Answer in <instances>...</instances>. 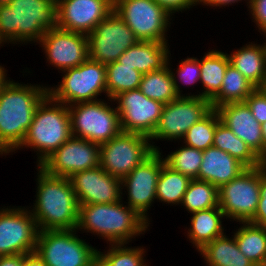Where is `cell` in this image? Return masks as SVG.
<instances>
[{
    "instance_id": "1",
    "label": "cell",
    "mask_w": 266,
    "mask_h": 266,
    "mask_svg": "<svg viewBox=\"0 0 266 266\" xmlns=\"http://www.w3.org/2000/svg\"><path fill=\"white\" fill-rule=\"evenodd\" d=\"M48 87L7 80L0 88V155L14 152L22 144L39 103Z\"/></svg>"
},
{
    "instance_id": "2",
    "label": "cell",
    "mask_w": 266,
    "mask_h": 266,
    "mask_svg": "<svg viewBox=\"0 0 266 266\" xmlns=\"http://www.w3.org/2000/svg\"><path fill=\"white\" fill-rule=\"evenodd\" d=\"M37 195L31 214L41 230L77 229L79 203L67 177L47 174L39 167Z\"/></svg>"
},
{
    "instance_id": "3",
    "label": "cell",
    "mask_w": 266,
    "mask_h": 266,
    "mask_svg": "<svg viewBox=\"0 0 266 266\" xmlns=\"http://www.w3.org/2000/svg\"><path fill=\"white\" fill-rule=\"evenodd\" d=\"M58 28L56 0H10L0 5V46L39 42L46 31Z\"/></svg>"
},
{
    "instance_id": "4",
    "label": "cell",
    "mask_w": 266,
    "mask_h": 266,
    "mask_svg": "<svg viewBox=\"0 0 266 266\" xmlns=\"http://www.w3.org/2000/svg\"><path fill=\"white\" fill-rule=\"evenodd\" d=\"M122 200L108 204H79L77 230L101 236L109 244H128L150 223Z\"/></svg>"
},
{
    "instance_id": "5",
    "label": "cell",
    "mask_w": 266,
    "mask_h": 266,
    "mask_svg": "<svg viewBox=\"0 0 266 266\" xmlns=\"http://www.w3.org/2000/svg\"><path fill=\"white\" fill-rule=\"evenodd\" d=\"M72 137L68 106L49 94L39 103L22 144L37 150V166Z\"/></svg>"
},
{
    "instance_id": "6",
    "label": "cell",
    "mask_w": 266,
    "mask_h": 266,
    "mask_svg": "<svg viewBox=\"0 0 266 266\" xmlns=\"http://www.w3.org/2000/svg\"><path fill=\"white\" fill-rule=\"evenodd\" d=\"M63 72L61 83L54 88L48 87V94L54 100L70 106L101 100L97 97L103 92L107 96L105 64L88 58L79 66Z\"/></svg>"
},
{
    "instance_id": "7",
    "label": "cell",
    "mask_w": 266,
    "mask_h": 266,
    "mask_svg": "<svg viewBox=\"0 0 266 266\" xmlns=\"http://www.w3.org/2000/svg\"><path fill=\"white\" fill-rule=\"evenodd\" d=\"M155 151H160V148L151 144L149 137L121 131L100 145V166L108 174L122 180Z\"/></svg>"
},
{
    "instance_id": "8",
    "label": "cell",
    "mask_w": 266,
    "mask_h": 266,
    "mask_svg": "<svg viewBox=\"0 0 266 266\" xmlns=\"http://www.w3.org/2000/svg\"><path fill=\"white\" fill-rule=\"evenodd\" d=\"M73 230L39 231L35 252L47 266H91L98 249Z\"/></svg>"
},
{
    "instance_id": "9",
    "label": "cell",
    "mask_w": 266,
    "mask_h": 266,
    "mask_svg": "<svg viewBox=\"0 0 266 266\" xmlns=\"http://www.w3.org/2000/svg\"><path fill=\"white\" fill-rule=\"evenodd\" d=\"M72 136L87 139L99 146L113 139L121 130L116 107L103 100L68 106Z\"/></svg>"
},
{
    "instance_id": "10",
    "label": "cell",
    "mask_w": 266,
    "mask_h": 266,
    "mask_svg": "<svg viewBox=\"0 0 266 266\" xmlns=\"http://www.w3.org/2000/svg\"><path fill=\"white\" fill-rule=\"evenodd\" d=\"M114 11L139 41L168 43L165 33L173 14L155 0H114Z\"/></svg>"
},
{
    "instance_id": "11",
    "label": "cell",
    "mask_w": 266,
    "mask_h": 266,
    "mask_svg": "<svg viewBox=\"0 0 266 266\" xmlns=\"http://www.w3.org/2000/svg\"><path fill=\"white\" fill-rule=\"evenodd\" d=\"M219 208L225 218L249 222L260 199V166L247 168L238 177L218 189Z\"/></svg>"
},
{
    "instance_id": "12",
    "label": "cell",
    "mask_w": 266,
    "mask_h": 266,
    "mask_svg": "<svg viewBox=\"0 0 266 266\" xmlns=\"http://www.w3.org/2000/svg\"><path fill=\"white\" fill-rule=\"evenodd\" d=\"M139 40L124 20L113 10L88 35V58L102 64L116 62Z\"/></svg>"
},
{
    "instance_id": "13",
    "label": "cell",
    "mask_w": 266,
    "mask_h": 266,
    "mask_svg": "<svg viewBox=\"0 0 266 266\" xmlns=\"http://www.w3.org/2000/svg\"><path fill=\"white\" fill-rule=\"evenodd\" d=\"M212 106L210 100L198 96H179L164 105L159 123L150 140H180L195 123L204 118Z\"/></svg>"
},
{
    "instance_id": "14",
    "label": "cell",
    "mask_w": 266,
    "mask_h": 266,
    "mask_svg": "<svg viewBox=\"0 0 266 266\" xmlns=\"http://www.w3.org/2000/svg\"><path fill=\"white\" fill-rule=\"evenodd\" d=\"M39 229L28 208L0 210V256L35 252Z\"/></svg>"
},
{
    "instance_id": "15",
    "label": "cell",
    "mask_w": 266,
    "mask_h": 266,
    "mask_svg": "<svg viewBox=\"0 0 266 266\" xmlns=\"http://www.w3.org/2000/svg\"><path fill=\"white\" fill-rule=\"evenodd\" d=\"M121 130L151 137L159 123L164 104L146 97L139 89L119 93L113 98ZM118 102V103H117Z\"/></svg>"
},
{
    "instance_id": "16",
    "label": "cell",
    "mask_w": 266,
    "mask_h": 266,
    "mask_svg": "<svg viewBox=\"0 0 266 266\" xmlns=\"http://www.w3.org/2000/svg\"><path fill=\"white\" fill-rule=\"evenodd\" d=\"M100 165V146L87 139L72 136L38 167L47 174L67 177Z\"/></svg>"
},
{
    "instance_id": "17",
    "label": "cell",
    "mask_w": 266,
    "mask_h": 266,
    "mask_svg": "<svg viewBox=\"0 0 266 266\" xmlns=\"http://www.w3.org/2000/svg\"><path fill=\"white\" fill-rule=\"evenodd\" d=\"M164 163L161 152L155 151L121 180L122 190L126 188L128 192V206L147 222H150L147 210L156 199L157 181Z\"/></svg>"
},
{
    "instance_id": "18",
    "label": "cell",
    "mask_w": 266,
    "mask_h": 266,
    "mask_svg": "<svg viewBox=\"0 0 266 266\" xmlns=\"http://www.w3.org/2000/svg\"><path fill=\"white\" fill-rule=\"evenodd\" d=\"M38 43L44 48L47 62L62 71L77 67L88 59V36L82 33L50 29Z\"/></svg>"
},
{
    "instance_id": "19",
    "label": "cell",
    "mask_w": 266,
    "mask_h": 266,
    "mask_svg": "<svg viewBox=\"0 0 266 266\" xmlns=\"http://www.w3.org/2000/svg\"><path fill=\"white\" fill-rule=\"evenodd\" d=\"M58 28L89 35L114 10V0H56Z\"/></svg>"
},
{
    "instance_id": "20",
    "label": "cell",
    "mask_w": 266,
    "mask_h": 266,
    "mask_svg": "<svg viewBox=\"0 0 266 266\" xmlns=\"http://www.w3.org/2000/svg\"><path fill=\"white\" fill-rule=\"evenodd\" d=\"M79 204H108L122 200V181L101 166L69 177Z\"/></svg>"
},
{
    "instance_id": "21",
    "label": "cell",
    "mask_w": 266,
    "mask_h": 266,
    "mask_svg": "<svg viewBox=\"0 0 266 266\" xmlns=\"http://www.w3.org/2000/svg\"><path fill=\"white\" fill-rule=\"evenodd\" d=\"M220 122L264 161L262 129L245 102L229 103L215 109Z\"/></svg>"
},
{
    "instance_id": "22",
    "label": "cell",
    "mask_w": 266,
    "mask_h": 266,
    "mask_svg": "<svg viewBox=\"0 0 266 266\" xmlns=\"http://www.w3.org/2000/svg\"><path fill=\"white\" fill-rule=\"evenodd\" d=\"M247 167L239 160L214 146L203 151L198 180L207 181L218 189L244 172Z\"/></svg>"
},
{
    "instance_id": "23",
    "label": "cell",
    "mask_w": 266,
    "mask_h": 266,
    "mask_svg": "<svg viewBox=\"0 0 266 266\" xmlns=\"http://www.w3.org/2000/svg\"><path fill=\"white\" fill-rule=\"evenodd\" d=\"M168 43L138 41L117 59L118 63L135 67L140 73L161 70L170 56Z\"/></svg>"
},
{
    "instance_id": "24",
    "label": "cell",
    "mask_w": 266,
    "mask_h": 266,
    "mask_svg": "<svg viewBox=\"0 0 266 266\" xmlns=\"http://www.w3.org/2000/svg\"><path fill=\"white\" fill-rule=\"evenodd\" d=\"M230 64L256 88L266 84V46L246 44L228 55Z\"/></svg>"
},
{
    "instance_id": "25",
    "label": "cell",
    "mask_w": 266,
    "mask_h": 266,
    "mask_svg": "<svg viewBox=\"0 0 266 266\" xmlns=\"http://www.w3.org/2000/svg\"><path fill=\"white\" fill-rule=\"evenodd\" d=\"M191 226L188 229V239L199 251L207 243L224 234L222 218L224 213L219 207L200 210L191 213Z\"/></svg>"
},
{
    "instance_id": "26",
    "label": "cell",
    "mask_w": 266,
    "mask_h": 266,
    "mask_svg": "<svg viewBox=\"0 0 266 266\" xmlns=\"http://www.w3.org/2000/svg\"><path fill=\"white\" fill-rule=\"evenodd\" d=\"M208 266H254L239 249L235 237L225 234L215 238L199 250Z\"/></svg>"
},
{
    "instance_id": "27",
    "label": "cell",
    "mask_w": 266,
    "mask_h": 266,
    "mask_svg": "<svg viewBox=\"0 0 266 266\" xmlns=\"http://www.w3.org/2000/svg\"><path fill=\"white\" fill-rule=\"evenodd\" d=\"M230 64L228 54L217 50H210L200 60V81L205 89L198 96L211 100L221 89L225 71Z\"/></svg>"
},
{
    "instance_id": "28",
    "label": "cell",
    "mask_w": 266,
    "mask_h": 266,
    "mask_svg": "<svg viewBox=\"0 0 266 266\" xmlns=\"http://www.w3.org/2000/svg\"><path fill=\"white\" fill-rule=\"evenodd\" d=\"M255 89L248 79L229 64L220 91L210 100L212 109L224 104L244 102Z\"/></svg>"
},
{
    "instance_id": "29",
    "label": "cell",
    "mask_w": 266,
    "mask_h": 266,
    "mask_svg": "<svg viewBox=\"0 0 266 266\" xmlns=\"http://www.w3.org/2000/svg\"><path fill=\"white\" fill-rule=\"evenodd\" d=\"M169 60L168 57L167 65L161 70L143 74L139 85V90L146 97L159 101L164 105L179 97L169 67Z\"/></svg>"
},
{
    "instance_id": "30",
    "label": "cell",
    "mask_w": 266,
    "mask_h": 266,
    "mask_svg": "<svg viewBox=\"0 0 266 266\" xmlns=\"http://www.w3.org/2000/svg\"><path fill=\"white\" fill-rule=\"evenodd\" d=\"M241 223L233 235L240 251L255 265L266 264V228L251 222Z\"/></svg>"
},
{
    "instance_id": "31",
    "label": "cell",
    "mask_w": 266,
    "mask_h": 266,
    "mask_svg": "<svg viewBox=\"0 0 266 266\" xmlns=\"http://www.w3.org/2000/svg\"><path fill=\"white\" fill-rule=\"evenodd\" d=\"M213 146L227 152L247 168H255L263 164L248 145L221 122L216 125Z\"/></svg>"
},
{
    "instance_id": "32",
    "label": "cell",
    "mask_w": 266,
    "mask_h": 266,
    "mask_svg": "<svg viewBox=\"0 0 266 266\" xmlns=\"http://www.w3.org/2000/svg\"><path fill=\"white\" fill-rule=\"evenodd\" d=\"M191 179L188 176L173 170L165 163L157 181L156 199L159 202L182 205L184 194Z\"/></svg>"
},
{
    "instance_id": "33",
    "label": "cell",
    "mask_w": 266,
    "mask_h": 266,
    "mask_svg": "<svg viewBox=\"0 0 266 266\" xmlns=\"http://www.w3.org/2000/svg\"><path fill=\"white\" fill-rule=\"evenodd\" d=\"M142 76L143 74L136 70L135 67H130L117 61L106 64L108 101L112 102L113 98L121 92L139 89Z\"/></svg>"
},
{
    "instance_id": "34",
    "label": "cell",
    "mask_w": 266,
    "mask_h": 266,
    "mask_svg": "<svg viewBox=\"0 0 266 266\" xmlns=\"http://www.w3.org/2000/svg\"><path fill=\"white\" fill-rule=\"evenodd\" d=\"M182 204L188 213L219 207L218 188L207 181L191 179Z\"/></svg>"
},
{
    "instance_id": "35",
    "label": "cell",
    "mask_w": 266,
    "mask_h": 266,
    "mask_svg": "<svg viewBox=\"0 0 266 266\" xmlns=\"http://www.w3.org/2000/svg\"><path fill=\"white\" fill-rule=\"evenodd\" d=\"M220 122L219 115L212 109L204 118L195 123L184 135L186 146L206 150L213 146L214 132L216 125Z\"/></svg>"
},
{
    "instance_id": "36",
    "label": "cell",
    "mask_w": 266,
    "mask_h": 266,
    "mask_svg": "<svg viewBox=\"0 0 266 266\" xmlns=\"http://www.w3.org/2000/svg\"><path fill=\"white\" fill-rule=\"evenodd\" d=\"M203 151L184 145L163 158L167 166L190 179H197L201 167Z\"/></svg>"
},
{
    "instance_id": "37",
    "label": "cell",
    "mask_w": 266,
    "mask_h": 266,
    "mask_svg": "<svg viewBox=\"0 0 266 266\" xmlns=\"http://www.w3.org/2000/svg\"><path fill=\"white\" fill-rule=\"evenodd\" d=\"M126 244H111L108 251L98 253L111 266H148L145 263L143 247H126Z\"/></svg>"
},
{
    "instance_id": "38",
    "label": "cell",
    "mask_w": 266,
    "mask_h": 266,
    "mask_svg": "<svg viewBox=\"0 0 266 266\" xmlns=\"http://www.w3.org/2000/svg\"><path fill=\"white\" fill-rule=\"evenodd\" d=\"M176 73L178 77H176L175 73L171 70L176 92L179 96H185L181 94L182 91H180L179 88L181 86L178 85L179 82L177 80H180V82L184 85H193L198 81L200 82V60L194 57H187V59L182 60L181 62L179 61Z\"/></svg>"
},
{
    "instance_id": "39",
    "label": "cell",
    "mask_w": 266,
    "mask_h": 266,
    "mask_svg": "<svg viewBox=\"0 0 266 266\" xmlns=\"http://www.w3.org/2000/svg\"><path fill=\"white\" fill-rule=\"evenodd\" d=\"M244 102L260 125L266 122V96L258 88Z\"/></svg>"
},
{
    "instance_id": "40",
    "label": "cell",
    "mask_w": 266,
    "mask_h": 266,
    "mask_svg": "<svg viewBox=\"0 0 266 266\" xmlns=\"http://www.w3.org/2000/svg\"><path fill=\"white\" fill-rule=\"evenodd\" d=\"M266 228V167L260 165V199L255 216L249 221Z\"/></svg>"
},
{
    "instance_id": "41",
    "label": "cell",
    "mask_w": 266,
    "mask_h": 266,
    "mask_svg": "<svg viewBox=\"0 0 266 266\" xmlns=\"http://www.w3.org/2000/svg\"><path fill=\"white\" fill-rule=\"evenodd\" d=\"M248 8L254 23L263 32L266 29V0H251Z\"/></svg>"
},
{
    "instance_id": "42",
    "label": "cell",
    "mask_w": 266,
    "mask_h": 266,
    "mask_svg": "<svg viewBox=\"0 0 266 266\" xmlns=\"http://www.w3.org/2000/svg\"><path fill=\"white\" fill-rule=\"evenodd\" d=\"M160 6L164 7L170 14L190 9L198 5V0H155Z\"/></svg>"
},
{
    "instance_id": "43",
    "label": "cell",
    "mask_w": 266,
    "mask_h": 266,
    "mask_svg": "<svg viewBox=\"0 0 266 266\" xmlns=\"http://www.w3.org/2000/svg\"><path fill=\"white\" fill-rule=\"evenodd\" d=\"M22 266H47L36 252L23 254Z\"/></svg>"
},
{
    "instance_id": "44",
    "label": "cell",
    "mask_w": 266,
    "mask_h": 266,
    "mask_svg": "<svg viewBox=\"0 0 266 266\" xmlns=\"http://www.w3.org/2000/svg\"><path fill=\"white\" fill-rule=\"evenodd\" d=\"M23 254L0 256V266H22Z\"/></svg>"
},
{
    "instance_id": "45",
    "label": "cell",
    "mask_w": 266,
    "mask_h": 266,
    "mask_svg": "<svg viewBox=\"0 0 266 266\" xmlns=\"http://www.w3.org/2000/svg\"><path fill=\"white\" fill-rule=\"evenodd\" d=\"M238 1H242V0H198L199 4L202 5H207V6H212V7H222V6H226V5H231L232 3L234 4L235 2L238 3ZM251 0H248L247 6L250 5ZM249 4V5H248Z\"/></svg>"
},
{
    "instance_id": "46",
    "label": "cell",
    "mask_w": 266,
    "mask_h": 266,
    "mask_svg": "<svg viewBox=\"0 0 266 266\" xmlns=\"http://www.w3.org/2000/svg\"><path fill=\"white\" fill-rule=\"evenodd\" d=\"M91 266H111L99 253L94 257Z\"/></svg>"
},
{
    "instance_id": "47",
    "label": "cell",
    "mask_w": 266,
    "mask_h": 266,
    "mask_svg": "<svg viewBox=\"0 0 266 266\" xmlns=\"http://www.w3.org/2000/svg\"><path fill=\"white\" fill-rule=\"evenodd\" d=\"M262 129V138H263V145H264V160L266 159V122L261 125Z\"/></svg>"
},
{
    "instance_id": "48",
    "label": "cell",
    "mask_w": 266,
    "mask_h": 266,
    "mask_svg": "<svg viewBox=\"0 0 266 266\" xmlns=\"http://www.w3.org/2000/svg\"><path fill=\"white\" fill-rule=\"evenodd\" d=\"M6 69H4V67H2L0 65V88L2 87V85L8 80L6 77Z\"/></svg>"
},
{
    "instance_id": "49",
    "label": "cell",
    "mask_w": 266,
    "mask_h": 266,
    "mask_svg": "<svg viewBox=\"0 0 266 266\" xmlns=\"http://www.w3.org/2000/svg\"><path fill=\"white\" fill-rule=\"evenodd\" d=\"M266 96V84L258 88Z\"/></svg>"
},
{
    "instance_id": "50",
    "label": "cell",
    "mask_w": 266,
    "mask_h": 266,
    "mask_svg": "<svg viewBox=\"0 0 266 266\" xmlns=\"http://www.w3.org/2000/svg\"><path fill=\"white\" fill-rule=\"evenodd\" d=\"M10 0H0V5L1 4H7Z\"/></svg>"
},
{
    "instance_id": "51",
    "label": "cell",
    "mask_w": 266,
    "mask_h": 266,
    "mask_svg": "<svg viewBox=\"0 0 266 266\" xmlns=\"http://www.w3.org/2000/svg\"><path fill=\"white\" fill-rule=\"evenodd\" d=\"M263 35H265V37H266V29L263 31ZM265 44V46H266V43H264Z\"/></svg>"
},
{
    "instance_id": "52",
    "label": "cell",
    "mask_w": 266,
    "mask_h": 266,
    "mask_svg": "<svg viewBox=\"0 0 266 266\" xmlns=\"http://www.w3.org/2000/svg\"><path fill=\"white\" fill-rule=\"evenodd\" d=\"M254 266H266V264H259V265H254Z\"/></svg>"
}]
</instances>
